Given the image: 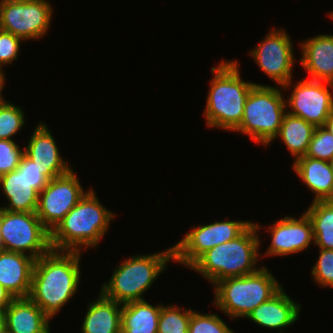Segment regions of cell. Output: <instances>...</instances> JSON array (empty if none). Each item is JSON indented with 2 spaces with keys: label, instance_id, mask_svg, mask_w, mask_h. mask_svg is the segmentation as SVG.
Returning a JSON list of instances; mask_svg holds the SVG:
<instances>
[{
  "label": "cell",
  "instance_id": "42",
  "mask_svg": "<svg viewBox=\"0 0 333 333\" xmlns=\"http://www.w3.org/2000/svg\"><path fill=\"white\" fill-rule=\"evenodd\" d=\"M329 15L333 19V12L329 13Z\"/></svg>",
  "mask_w": 333,
  "mask_h": 333
},
{
  "label": "cell",
  "instance_id": "12",
  "mask_svg": "<svg viewBox=\"0 0 333 333\" xmlns=\"http://www.w3.org/2000/svg\"><path fill=\"white\" fill-rule=\"evenodd\" d=\"M291 38L284 30H272L266 34L255 49L249 54L257 61L258 67L282 90L291 84L292 69L294 66V51Z\"/></svg>",
  "mask_w": 333,
  "mask_h": 333
},
{
  "label": "cell",
  "instance_id": "37",
  "mask_svg": "<svg viewBox=\"0 0 333 333\" xmlns=\"http://www.w3.org/2000/svg\"><path fill=\"white\" fill-rule=\"evenodd\" d=\"M0 333H5V310L0 309Z\"/></svg>",
  "mask_w": 333,
  "mask_h": 333
},
{
  "label": "cell",
  "instance_id": "23",
  "mask_svg": "<svg viewBox=\"0 0 333 333\" xmlns=\"http://www.w3.org/2000/svg\"><path fill=\"white\" fill-rule=\"evenodd\" d=\"M162 304L152 306L146 300L122 305L121 333H157Z\"/></svg>",
  "mask_w": 333,
  "mask_h": 333
},
{
  "label": "cell",
  "instance_id": "30",
  "mask_svg": "<svg viewBox=\"0 0 333 333\" xmlns=\"http://www.w3.org/2000/svg\"><path fill=\"white\" fill-rule=\"evenodd\" d=\"M319 252V257L313 266L311 274L319 286H330L333 288V250L320 249Z\"/></svg>",
  "mask_w": 333,
  "mask_h": 333
},
{
  "label": "cell",
  "instance_id": "27",
  "mask_svg": "<svg viewBox=\"0 0 333 333\" xmlns=\"http://www.w3.org/2000/svg\"><path fill=\"white\" fill-rule=\"evenodd\" d=\"M24 113L19 106L9 101L0 102V139L12 140V136L23 128Z\"/></svg>",
  "mask_w": 333,
  "mask_h": 333
},
{
  "label": "cell",
  "instance_id": "36",
  "mask_svg": "<svg viewBox=\"0 0 333 333\" xmlns=\"http://www.w3.org/2000/svg\"><path fill=\"white\" fill-rule=\"evenodd\" d=\"M2 66H0V102H4V98L2 97V90L4 87V82H5V76L2 71Z\"/></svg>",
  "mask_w": 333,
  "mask_h": 333
},
{
  "label": "cell",
  "instance_id": "19",
  "mask_svg": "<svg viewBox=\"0 0 333 333\" xmlns=\"http://www.w3.org/2000/svg\"><path fill=\"white\" fill-rule=\"evenodd\" d=\"M303 68L311 80L333 83V35H318L300 43Z\"/></svg>",
  "mask_w": 333,
  "mask_h": 333
},
{
  "label": "cell",
  "instance_id": "5",
  "mask_svg": "<svg viewBox=\"0 0 333 333\" xmlns=\"http://www.w3.org/2000/svg\"><path fill=\"white\" fill-rule=\"evenodd\" d=\"M214 287V305L235 319L246 318L252 310L269 300L283 286L265 266H261L255 273L223 279Z\"/></svg>",
  "mask_w": 333,
  "mask_h": 333
},
{
  "label": "cell",
  "instance_id": "9",
  "mask_svg": "<svg viewBox=\"0 0 333 333\" xmlns=\"http://www.w3.org/2000/svg\"><path fill=\"white\" fill-rule=\"evenodd\" d=\"M52 7L46 0H0V29L25 40L42 37L49 29Z\"/></svg>",
  "mask_w": 333,
  "mask_h": 333
},
{
  "label": "cell",
  "instance_id": "13",
  "mask_svg": "<svg viewBox=\"0 0 333 333\" xmlns=\"http://www.w3.org/2000/svg\"><path fill=\"white\" fill-rule=\"evenodd\" d=\"M293 86L294 89L286 102L292 111L287 112L315 127L323 126L333 111V94L329 90L333 89V83L302 79Z\"/></svg>",
  "mask_w": 333,
  "mask_h": 333
},
{
  "label": "cell",
  "instance_id": "40",
  "mask_svg": "<svg viewBox=\"0 0 333 333\" xmlns=\"http://www.w3.org/2000/svg\"><path fill=\"white\" fill-rule=\"evenodd\" d=\"M330 167H331V170H332V175H333V160L330 161Z\"/></svg>",
  "mask_w": 333,
  "mask_h": 333
},
{
  "label": "cell",
  "instance_id": "11",
  "mask_svg": "<svg viewBox=\"0 0 333 333\" xmlns=\"http://www.w3.org/2000/svg\"><path fill=\"white\" fill-rule=\"evenodd\" d=\"M86 194L73 170L49 180L39 193L36 215L51 233Z\"/></svg>",
  "mask_w": 333,
  "mask_h": 333
},
{
  "label": "cell",
  "instance_id": "14",
  "mask_svg": "<svg viewBox=\"0 0 333 333\" xmlns=\"http://www.w3.org/2000/svg\"><path fill=\"white\" fill-rule=\"evenodd\" d=\"M272 242L264 255L284 256L309 248L314 240L312 223L304 212L298 219L286 216L269 226Z\"/></svg>",
  "mask_w": 333,
  "mask_h": 333
},
{
  "label": "cell",
  "instance_id": "24",
  "mask_svg": "<svg viewBox=\"0 0 333 333\" xmlns=\"http://www.w3.org/2000/svg\"><path fill=\"white\" fill-rule=\"evenodd\" d=\"M316 127L304 119L284 114L277 137L281 138L295 159L305 156Z\"/></svg>",
  "mask_w": 333,
  "mask_h": 333
},
{
  "label": "cell",
  "instance_id": "26",
  "mask_svg": "<svg viewBox=\"0 0 333 333\" xmlns=\"http://www.w3.org/2000/svg\"><path fill=\"white\" fill-rule=\"evenodd\" d=\"M181 311L180 307L162 305L157 333H188L192 310Z\"/></svg>",
  "mask_w": 333,
  "mask_h": 333
},
{
  "label": "cell",
  "instance_id": "39",
  "mask_svg": "<svg viewBox=\"0 0 333 333\" xmlns=\"http://www.w3.org/2000/svg\"><path fill=\"white\" fill-rule=\"evenodd\" d=\"M327 201H329L333 205V194Z\"/></svg>",
  "mask_w": 333,
  "mask_h": 333
},
{
  "label": "cell",
  "instance_id": "10",
  "mask_svg": "<svg viewBox=\"0 0 333 333\" xmlns=\"http://www.w3.org/2000/svg\"><path fill=\"white\" fill-rule=\"evenodd\" d=\"M251 223L227 220L193 227L181 241L173 246V260L190 267L207 250L235 239Z\"/></svg>",
  "mask_w": 333,
  "mask_h": 333
},
{
  "label": "cell",
  "instance_id": "6",
  "mask_svg": "<svg viewBox=\"0 0 333 333\" xmlns=\"http://www.w3.org/2000/svg\"><path fill=\"white\" fill-rule=\"evenodd\" d=\"M173 260V247L151 255H136L120 263L108 283L104 282L101 293L118 303L144 300L142 294Z\"/></svg>",
  "mask_w": 333,
  "mask_h": 333
},
{
  "label": "cell",
  "instance_id": "17",
  "mask_svg": "<svg viewBox=\"0 0 333 333\" xmlns=\"http://www.w3.org/2000/svg\"><path fill=\"white\" fill-rule=\"evenodd\" d=\"M301 305L295 303L282 287L274 296L252 310L246 318L251 319L261 327L281 329L295 323L299 317Z\"/></svg>",
  "mask_w": 333,
  "mask_h": 333
},
{
  "label": "cell",
  "instance_id": "34",
  "mask_svg": "<svg viewBox=\"0 0 333 333\" xmlns=\"http://www.w3.org/2000/svg\"><path fill=\"white\" fill-rule=\"evenodd\" d=\"M14 297L0 284V309H6Z\"/></svg>",
  "mask_w": 333,
  "mask_h": 333
},
{
  "label": "cell",
  "instance_id": "29",
  "mask_svg": "<svg viewBox=\"0 0 333 333\" xmlns=\"http://www.w3.org/2000/svg\"><path fill=\"white\" fill-rule=\"evenodd\" d=\"M188 333H234L217 314H200L192 310Z\"/></svg>",
  "mask_w": 333,
  "mask_h": 333
},
{
  "label": "cell",
  "instance_id": "28",
  "mask_svg": "<svg viewBox=\"0 0 333 333\" xmlns=\"http://www.w3.org/2000/svg\"><path fill=\"white\" fill-rule=\"evenodd\" d=\"M305 156L329 162L332 161L333 135L323 126L316 127Z\"/></svg>",
  "mask_w": 333,
  "mask_h": 333
},
{
  "label": "cell",
  "instance_id": "22",
  "mask_svg": "<svg viewBox=\"0 0 333 333\" xmlns=\"http://www.w3.org/2000/svg\"><path fill=\"white\" fill-rule=\"evenodd\" d=\"M3 194L9 202L8 207H0L13 212H36L39 193L31 187L23 172L15 170L0 176Z\"/></svg>",
  "mask_w": 333,
  "mask_h": 333
},
{
  "label": "cell",
  "instance_id": "20",
  "mask_svg": "<svg viewBox=\"0 0 333 333\" xmlns=\"http://www.w3.org/2000/svg\"><path fill=\"white\" fill-rule=\"evenodd\" d=\"M293 169L306 186L315 193L313 201H327L333 194L330 162L302 156L294 160Z\"/></svg>",
  "mask_w": 333,
  "mask_h": 333
},
{
  "label": "cell",
  "instance_id": "2",
  "mask_svg": "<svg viewBox=\"0 0 333 333\" xmlns=\"http://www.w3.org/2000/svg\"><path fill=\"white\" fill-rule=\"evenodd\" d=\"M90 189L50 233L52 250L81 252L96 247L108 231L114 214L107 210Z\"/></svg>",
  "mask_w": 333,
  "mask_h": 333
},
{
  "label": "cell",
  "instance_id": "15",
  "mask_svg": "<svg viewBox=\"0 0 333 333\" xmlns=\"http://www.w3.org/2000/svg\"><path fill=\"white\" fill-rule=\"evenodd\" d=\"M24 154L43 170V175L49 180L72 170L60 156L56 141L43 122L36 126L27 147L24 148Z\"/></svg>",
  "mask_w": 333,
  "mask_h": 333
},
{
  "label": "cell",
  "instance_id": "3",
  "mask_svg": "<svg viewBox=\"0 0 333 333\" xmlns=\"http://www.w3.org/2000/svg\"><path fill=\"white\" fill-rule=\"evenodd\" d=\"M211 71L213 78L204 112L207 126L233 131L242 120L250 90L257 84L242 80L236 60H222Z\"/></svg>",
  "mask_w": 333,
  "mask_h": 333
},
{
  "label": "cell",
  "instance_id": "31",
  "mask_svg": "<svg viewBox=\"0 0 333 333\" xmlns=\"http://www.w3.org/2000/svg\"><path fill=\"white\" fill-rule=\"evenodd\" d=\"M24 155V149L13 140L0 139V176L15 170Z\"/></svg>",
  "mask_w": 333,
  "mask_h": 333
},
{
  "label": "cell",
  "instance_id": "21",
  "mask_svg": "<svg viewBox=\"0 0 333 333\" xmlns=\"http://www.w3.org/2000/svg\"><path fill=\"white\" fill-rule=\"evenodd\" d=\"M122 305L100 292L98 299L88 306L81 333H121Z\"/></svg>",
  "mask_w": 333,
  "mask_h": 333
},
{
  "label": "cell",
  "instance_id": "35",
  "mask_svg": "<svg viewBox=\"0 0 333 333\" xmlns=\"http://www.w3.org/2000/svg\"><path fill=\"white\" fill-rule=\"evenodd\" d=\"M325 129H327L333 135V111L329 115L328 119L326 120L325 124L323 125Z\"/></svg>",
  "mask_w": 333,
  "mask_h": 333
},
{
  "label": "cell",
  "instance_id": "1",
  "mask_svg": "<svg viewBox=\"0 0 333 333\" xmlns=\"http://www.w3.org/2000/svg\"><path fill=\"white\" fill-rule=\"evenodd\" d=\"M81 252L55 251L35 260L29 298L52 318L76 293Z\"/></svg>",
  "mask_w": 333,
  "mask_h": 333
},
{
  "label": "cell",
  "instance_id": "7",
  "mask_svg": "<svg viewBox=\"0 0 333 333\" xmlns=\"http://www.w3.org/2000/svg\"><path fill=\"white\" fill-rule=\"evenodd\" d=\"M286 106L280 88L257 84L250 90L242 120L233 131L267 146L279 132Z\"/></svg>",
  "mask_w": 333,
  "mask_h": 333
},
{
  "label": "cell",
  "instance_id": "16",
  "mask_svg": "<svg viewBox=\"0 0 333 333\" xmlns=\"http://www.w3.org/2000/svg\"><path fill=\"white\" fill-rule=\"evenodd\" d=\"M34 263L28 254L0 250V284L14 298L29 296Z\"/></svg>",
  "mask_w": 333,
  "mask_h": 333
},
{
  "label": "cell",
  "instance_id": "32",
  "mask_svg": "<svg viewBox=\"0 0 333 333\" xmlns=\"http://www.w3.org/2000/svg\"><path fill=\"white\" fill-rule=\"evenodd\" d=\"M17 169L19 172L24 173L27 181L31 184V187L38 193H40L49 183V179L43 175V170L25 154L19 162Z\"/></svg>",
  "mask_w": 333,
  "mask_h": 333
},
{
  "label": "cell",
  "instance_id": "4",
  "mask_svg": "<svg viewBox=\"0 0 333 333\" xmlns=\"http://www.w3.org/2000/svg\"><path fill=\"white\" fill-rule=\"evenodd\" d=\"M259 224L251 223L238 237L219 244L202 254L191 266L216 284L226 278L241 277L255 273L258 262L260 238Z\"/></svg>",
  "mask_w": 333,
  "mask_h": 333
},
{
  "label": "cell",
  "instance_id": "33",
  "mask_svg": "<svg viewBox=\"0 0 333 333\" xmlns=\"http://www.w3.org/2000/svg\"><path fill=\"white\" fill-rule=\"evenodd\" d=\"M22 40V38L0 29V66L11 64L18 58Z\"/></svg>",
  "mask_w": 333,
  "mask_h": 333
},
{
  "label": "cell",
  "instance_id": "18",
  "mask_svg": "<svg viewBox=\"0 0 333 333\" xmlns=\"http://www.w3.org/2000/svg\"><path fill=\"white\" fill-rule=\"evenodd\" d=\"M49 320L29 297L14 298L5 309V333H50Z\"/></svg>",
  "mask_w": 333,
  "mask_h": 333
},
{
  "label": "cell",
  "instance_id": "8",
  "mask_svg": "<svg viewBox=\"0 0 333 333\" xmlns=\"http://www.w3.org/2000/svg\"><path fill=\"white\" fill-rule=\"evenodd\" d=\"M0 235L2 250L22 254L27 251L35 260L52 250L50 232L36 212H13L1 208Z\"/></svg>",
  "mask_w": 333,
  "mask_h": 333
},
{
  "label": "cell",
  "instance_id": "25",
  "mask_svg": "<svg viewBox=\"0 0 333 333\" xmlns=\"http://www.w3.org/2000/svg\"><path fill=\"white\" fill-rule=\"evenodd\" d=\"M305 213L313 226L314 244L333 250V205L329 201H313Z\"/></svg>",
  "mask_w": 333,
  "mask_h": 333
},
{
  "label": "cell",
  "instance_id": "41",
  "mask_svg": "<svg viewBox=\"0 0 333 333\" xmlns=\"http://www.w3.org/2000/svg\"><path fill=\"white\" fill-rule=\"evenodd\" d=\"M6 1H23V2H25V1H30V0H6Z\"/></svg>",
  "mask_w": 333,
  "mask_h": 333
},
{
  "label": "cell",
  "instance_id": "38",
  "mask_svg": "<svg viewBox=\"0 0 333 333\" xmlns=\"http://www.w3.org/2000/svg\"><path fill=\"white\" fill-rule=\"evenodd\" d=\"M0 221H1V208H0ZM0 250H2L1 235H0Z\"/></svg>",
  "mask_w": 333,
  "mask_h": 333
}]
</instances>
